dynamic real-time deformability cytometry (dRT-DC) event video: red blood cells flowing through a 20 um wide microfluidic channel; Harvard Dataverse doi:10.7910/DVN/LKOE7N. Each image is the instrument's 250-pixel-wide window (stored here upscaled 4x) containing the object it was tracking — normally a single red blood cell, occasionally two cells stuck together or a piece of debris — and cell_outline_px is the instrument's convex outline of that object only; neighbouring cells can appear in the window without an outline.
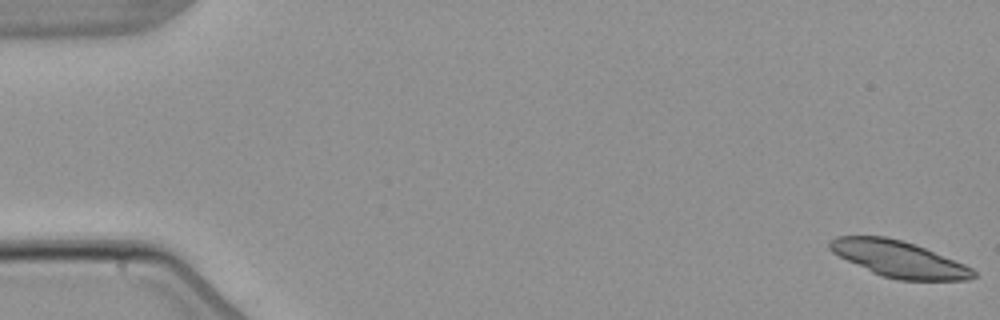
{"species": "common noctule bat (a hibernating species)", "species_latin": "Nyctalus noctula", "temperature_condition": "warm", "stored_images_in_passage": 6, "camera_frame_rate_fps": 3000, "um_per_image_px": 0.085, "animal": {"sex": "male", "body_mass_g": 21.5, "forearm_length_mm": 52.0}, "frame": {"image": 1, "passage_image": 1, "time_ms": 0.0, "image_size_px": [1000, 320], "cell_outline_px": [[976, 276], [968, 280], [900, 280], [880, 276], [832, 252], [828, 248], [828, 244], [836, 236], [884, 236], [916, 244], [964, 264], [972, 268], [976, 272]], "centroid_in_image_um": [76.42, 22.02], "position_along_channel_um": 8.6, "area_um2": 30.11}}
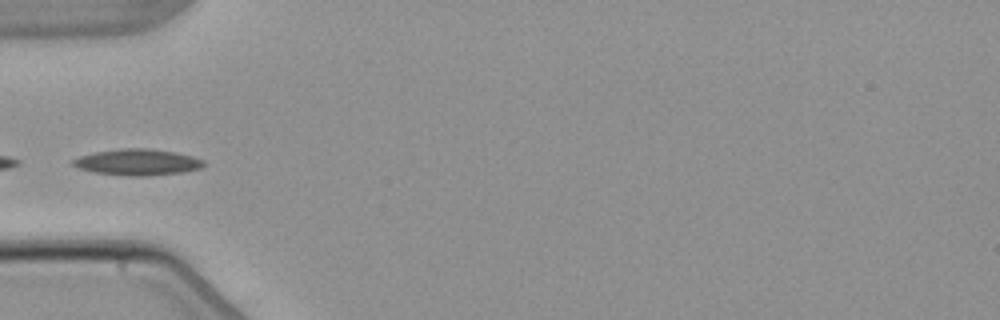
{"frame": {"image": 2, "passage_image": 6, "time_ms": 6.0, "image_size_px": [1000, 320], "cell_outline_px": [[204, 164], [200, 168], [184, 172], [148, 176], [128, 176], [96, 172], [80, 168], [72, 164], [72, 160], [80, 156], [96, 152], [120, 148], [148, 148], [176, 152], [192, 156], [204, 160]], "centroid_in_image_um": [11.72, 13.78], "position_along_channel_um": 73.3, "area_um2": 19.88}}